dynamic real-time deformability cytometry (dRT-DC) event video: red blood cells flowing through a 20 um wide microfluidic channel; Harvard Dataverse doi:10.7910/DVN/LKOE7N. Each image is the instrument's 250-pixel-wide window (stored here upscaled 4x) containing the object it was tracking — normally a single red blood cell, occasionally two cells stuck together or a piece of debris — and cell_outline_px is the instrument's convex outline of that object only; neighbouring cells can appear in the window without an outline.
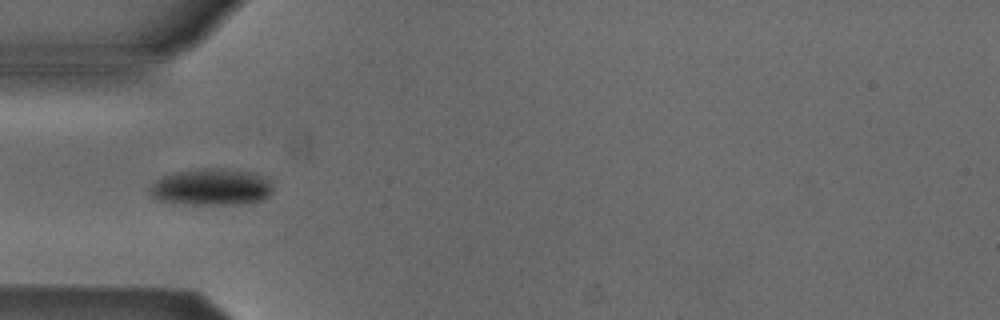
{"species": "Egyptian fruit bat (a non-hibernating species)", "species_latin": "Rousettus aegyptiacus", "temperature_condition": "cold", "stored_images_in_passage": 5, "camera_frame_rate_fps": 3000, "um_per_image_px": 0.085, "animal": {"sex": "male"}, "frame": {"image": 1, "passage_image": 3, "time_ms": 0.667, "image_size_px": [1000, 320], "cell_outline_px": [[272, 192], [264, 200], [240, 204], [192, 204], [160, 200], [152, 196], [148, 192], [148, 188], [160, 176], [172, 172], [204, 168], [224, 168], [256, 172], [272, 180]], "centroid_in_image_um": [18.0, 15.87], "position_along_channel_um": 67.0, "area_um2": 26.76}}